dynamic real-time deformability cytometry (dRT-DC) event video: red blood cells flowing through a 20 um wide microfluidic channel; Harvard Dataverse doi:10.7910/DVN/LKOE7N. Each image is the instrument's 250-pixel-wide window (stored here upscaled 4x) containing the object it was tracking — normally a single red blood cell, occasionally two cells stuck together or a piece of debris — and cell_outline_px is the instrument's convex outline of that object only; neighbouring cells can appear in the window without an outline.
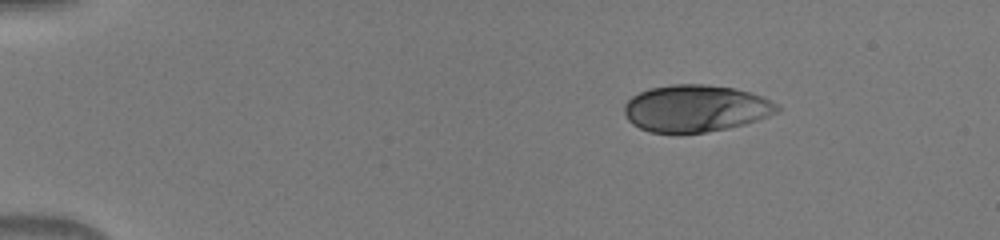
{"species": "human", "species_latin": "Homo sapiens", "temperature_condition": "warm", "stored_images_in_passage": 43, "camera_frame_rate_fps": 3000, "um_per_image_px": 0.085, "donor": {"sex": "male"}, "frame": {"image": 1, "passage_image": 1, "time_ms": 0.0, "image_size_px": [1000, 240], "cell_outline_px": [[780, 112], [744, 124], [728, 128], [704, 132], [676, 136], [648, 132], [632, 124], [628, 120], [624, 112], [624, 104], [632, 96], [648, 88], [672, 84], [704, 84], [732, 88], [752, 92], [764, 96], [776, 104], [780, 108]], "centroid_in_image_um": [59.1, 9.24], "position_along_channel_um": 25.9, "area_um2": 42.66}}
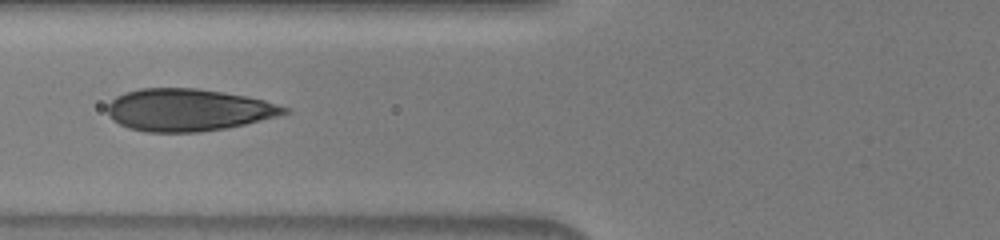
{"frame": {"image": 2, "passage_image": 14, "time_ms": 4.333, "image_size_px": [1000, 240], "cell_outline_px": [[288, 112], [276, 116], [244, 124], [224, 128], [200, 132], [144, 132], [128, 128], [112, 120], [108, 116], [108, 104], [116, 96], [124, 92], [140, 88], [196, 88], [244, 96], [264, 100], [288, 108]], "centroid_in_image_um": [15.92, 9.34], "position_along_channel_um": 109.9, "area_um2": 43.23}}
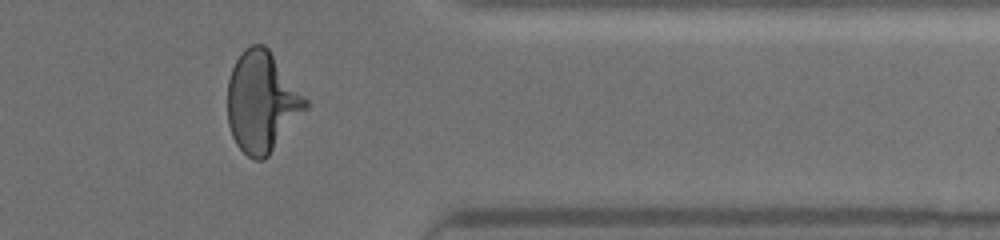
{"frame": {"image": 3, "passage_image": 35, "time_ms": 11.333, "image_size_px": [1000, 240], "cell_outline_px": [[308, 108], [268, 156], [264, 160], [256, 160], [248, 156], [236, 144], [232, 136], [228, 124], [228, 80], [232, 68], [236, 60], [244, 48], [252, 44], [264, 44], [268, 48], [308, 100]], "centroid_in_image_um": [22.26, 8.66], "position_along_channel_um": 389.1, "area_um2": 45.6}}